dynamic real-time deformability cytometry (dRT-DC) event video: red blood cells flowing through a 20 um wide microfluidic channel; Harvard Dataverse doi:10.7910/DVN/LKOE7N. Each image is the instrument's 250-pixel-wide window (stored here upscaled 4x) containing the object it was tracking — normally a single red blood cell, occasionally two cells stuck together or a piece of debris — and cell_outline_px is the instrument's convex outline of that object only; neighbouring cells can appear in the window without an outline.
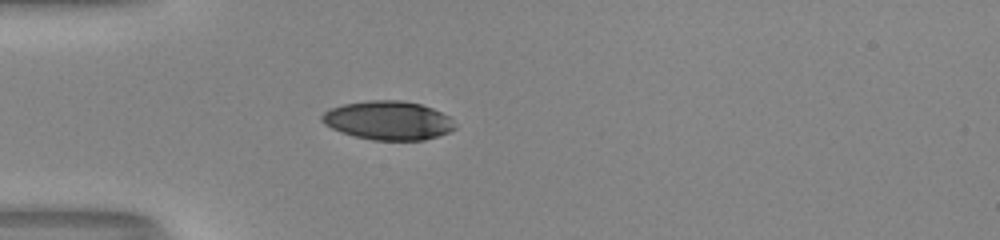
{"species": "human", "species_latin": "Homo sapiens", "temperature_condition": "room temperature", "stored_images_in_passage": 37, "camera_frame_rate_fps": 3000, "um_per_image_px": 0.085, "donor": {"sex": "male"}, "frame": {"image": 1, "passage_image": 1, "time_ms": 0.0, "image_size_px": [1000, 240], "cell_outline_px": [[456, 128], [448, 132], [424, 140], [372, 140], [340, 132], [324, 124], [320, 120], [320, 116], [328, 108], [344, 104], [368, 100], [404, 100], [420, 104], [432, 108], [448, 116], [452, 120]], "centroid_in_image_um": [32.95, 10.23], "position_along_channel_um": 52.0, "area_um2": 30.11}}
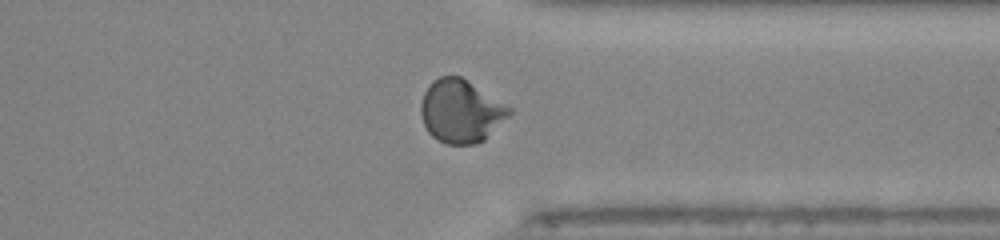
{"frame": {"image": 2, "passage_image": 26, "time_ms": 8.333, "image_size_px": [1000, 240], "cell_outline_px": [[512, 112], [484, 140], [476, 144], [444, 144], [436, 140], [428, 132], [424, 124], [420, 112], [420, 104], [424, 92], [432, 80], [440, 76], [460, 76], [468, 80], [512, 108]], "centroid_in_image_um": [39.15, 9.45], "position_along_channel_um": 372.3, "area_um2": 32.48}}
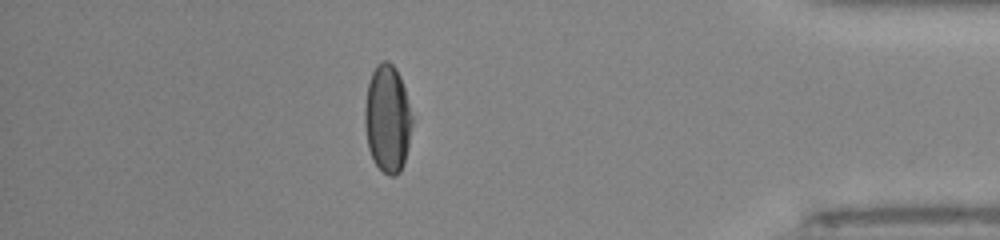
{"frame": {"image": 3, "passage_image": 31, "time_ms": 10.0, "image_size_px": [1000, 240], "cell_outline_px": [[412, 124], [404, 164], [400, 172], [396, 176], [388, 176], [372, 160], [368, 148], [364, 124], [364, 108], [368, 84], [372, 72], [376, 64], [384, 60], [388, 60], [396, 68], [400, 76], [404, 88], [412, 116]], "centroid_in_image_um": [32.92, 10.09], "position_along_channel_um": 402.3, "area_um2": 29.82}, "authors_computed_cell_mechanics": {"area_um2": 30.7496, "velocity_mm_per_s": 4.0242, "shape_relaxation_time_tau1_ms": 6.8862, "shape_relaxation_time_tau2_ms": 0.8557, "deformation_change_tau1": 0.2244, "deformation_change_tau2": 0.0371}}